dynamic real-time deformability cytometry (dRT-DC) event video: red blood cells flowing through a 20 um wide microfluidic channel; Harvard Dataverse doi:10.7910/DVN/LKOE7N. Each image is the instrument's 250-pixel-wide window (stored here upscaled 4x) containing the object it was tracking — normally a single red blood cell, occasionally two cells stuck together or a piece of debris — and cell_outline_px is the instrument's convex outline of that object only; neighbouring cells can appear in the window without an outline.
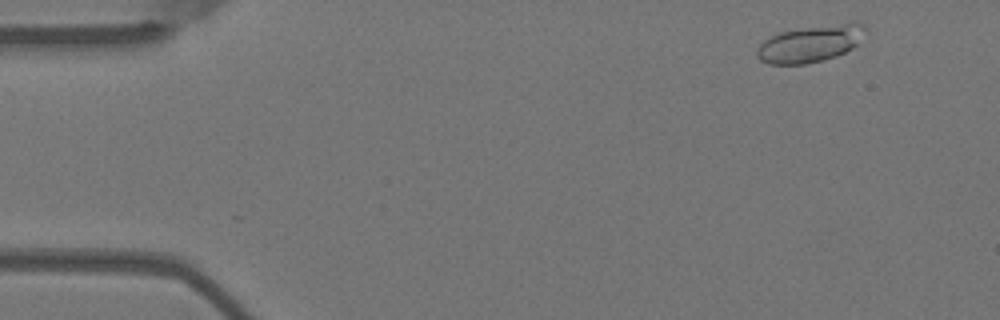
{"species": "Egyptian fruit bat (a non-hibernating species)", "species_latin": "Rousettus aegyptiacus", "temperature_condition": "warm", "stored_images_in_passage": 53, "camera_frame_rate_fps": 3000, "um_per_image_px": 0.085, "animal": {"sex": "female"}, "frame": {"image": 1, "passage_image": 3, "time_ms": 0.667, "image_size_px": [1000, 320], "cell_outline_px": [[868, 32], [852, 48], [836, 56], [808, 64], [768, 64], [760, 60], [756, 56], [756, 48], [764, 40], [780, 32], [852, 20], [856, 20], [864, 24]], "centroid_in_image_um": [68.93, 3.69], "position_along_channel_um": 16.1, "area_um2": 23.64}}
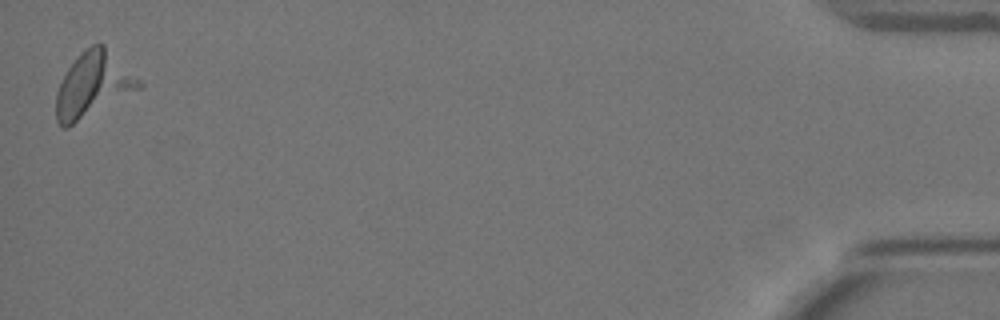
{"frame": {"image": 2, "passage_image": 53, "time_ms": 17.333, "image_size_px": [1000, 320], "cell_outline_px": [[144, 88], [68, 128], [64, 128], [56, 120], [56, 92], [68, 68], [80, 52], [84, 48], [92, 44], [104, 44], [144, 84]], "centroid_in_image_um": [7.94, 7.24], "position_along_channel_um": 427.3, "area_um2": 31.62}}